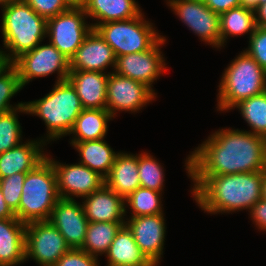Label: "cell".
Wrapping results in <instances>:
<instances>
[{"instance_id": "1", "label": "cell", "mask_w": 266, "mask_h": 266, "mask_svg": "<svg viewBox=\"0 0 266 266\" xmlns=\"http://www.w3.org/2000/svg\"><path fill=\"white\" fill-rule=\"evenodd\" d=\"M188 175H231L266 169V138L247 130L224 128L186 157Z\"/></svg>"}, {"instance_id": "2", "label": "cell", "mask_w": 266, "mask_h": 266, "mask_svg": "<svg viewBox=\"0 0 266 266\" xmlns=\"http://www.w3.org/2000/svg\"><path fill=\"white\" fill-rule=\"evenodd\" d=\"M199 208L210 214L239 212L262 199L264 171L231 175H188Z\"/></svg>"}, {"instance_id": "3", "label": "cell", "mask_w": 266, "mask_h": 266, "mask_svg": "<svg viewBox=\"0 0 266 266\" xmlns=\"http://www.w3.org/2000/svg\"><path fill=\"white\" fill-rule=\"evenodd\" d=\"M25 105L29 115L44 121L47 133L41 140L45 143L69 135L76 118L83 110L79 96L68 80L55 82L52 91L47 95L25 102Z\"/></svg>"}, {"instance_id": "4", "label": "cell", "mask_w": 266, "mask_h": 266, "mask_svg": "<svg viewBox=\"0 0 266 266\" xmlns=\"http://www.w3.org/2000/svg\"><path fill=\"white\" fill-rule=\"evenodd\" d=\"M1 33L7 59L12 63L22 53L33 50L47 37V20L25 1L2 5Z\"/></svg>"}, {"instance_id": "5", "label": "cell", "mask_w": 266, "mask_h": 266, "mask_svg": "<svg viewBox=\"0 0 266 266\" xmlns=\"http://www.w3.org/2000/svg\"><path fill=\"white\" fill-rule=\"evenodd\" d=\"M217 111L228 112L240 101L266 91V71L243 50L222 73Z\"/></svg>"}, {"instance_id": "6", "label": "cell", "mask_w": 266, "mask_h": 266, "mask_svg": "<svg viewBox=\"0 0 266 266\" xmlns=\"http://www.w3.org/2000/svg\"><path fill=\"white\" fill-rule=\"evenodd\" d=\"M21 193L19 207L14 213L17 219L25 224L47 221L60 199L55 171L47 158L26 173Z\"/></svg>"}, {"instance_id": "7", "label": "cell", "mask_w": 266, "mask_h": 266, "mask_svg": "<svg viewBox=\"0 0 266 266\" xmlns=\"http://www.w3.org/2000/svg\"><path fill=\"white\" fill-rule=\"evenodd\" d=\"M93 29L110 45L115 57L145 52L163 37L143 12L133 19L109 21Z\"/></svg>"}, {"instance_id": "8", "label": "cell", "mask_w": 266, "mask_h": 266, "mask_svg": "<svg viewBox=\"0 0 266 266\" xmlns=\"http://www.w3.org/2000/svg\"><path fill=\"white\" fill-rule=\"evenodd\" d=\"M38 44L33 50L22 53L12 64L16 67L22 88L30 81L39 77L57 74L56 82L68 78L70 67L69 59L55 46Z\"/></svg>"}, {"instance_id": "9", "label": "cell", "mask_w": 266, "mask_h": 266, "mask_svg": "<svg viewBox=\"0 0 266 266\" xmlns=\"http://www.w3.org/2000/svg\"><path fill=\"white\" fill-rule=\"evenodd\" d=\"M83 7H70L67 11L47 20V37L69 60L93 29L87 24Z\"/></svg>"}, {"instance_id": "10", "label": "cell", "mask_w": 266, "mask_h": 266, "mask_svg": "<svg viewBox=\"0 0 266 266\" xmlns=\"http://www.w3.org/2000/svg\"><path fill=\"white\" fill-rule=\"evenodd\" d=\"M70 249L65 238L48 220L26 224L25 259L40 266H54Z\"/></svg>"}, {"instance_id": "11", "label": "cell", "mask_w": 266, "mask_h": 266, "mask_svg": "<svg viewBox=\"0 0 266 266\" xmlns=\"http://www.w3.org/2000/svg\"><path fill=\"white\" fill-rule=\"evenodd\" d=\"M189 30L212 48H221L220 15L205 5L204 0H167Z\"/></svg>"}, {"instance_id": "12", "label": "cell", "mask_w": 266, "mask_h": 266, "mask_svg": "<svg viewBox=\"0 0 266 266\" xmlns=\"http://www.w3.org/2000/svg\"><path fill=\"white\" fill-rule=\"evenodd\" d=\"M157 93L144 83L109 72L106 90V109L113 118L119 111L137 113L151 103Z\"/></svg>"}, {"instance_id": "13", "label": "cell", "mask_w": 266, "mask_h": 266, "mask_svg": "<svg viewBox=\"0 0 266 266\" xmlns=\"http://www.w3.org/2000/svg\"><path fill=\"white\" fill-rule=\"evenodd\" d=\"M162 37L151 49L145 52L129 53L116 57V66L113 72L120 76L131 78L144 83L152 88L154 81L166 72V60L161 51L162 45L166 42Z\"/></svg>"}, {"instance_id": "14", "label": "cell", "mask_w": 266, "mask_h": 266, "mask_svg": "<svg viewBox=\"0 0 266 266\" xmlns=\"http://www.w3.org/2000/svg\"><path fill=\"white\" fill-rule=\"evenodd\" d=\"M46 158L51 162L55 171L57 190L60 198H84L105 184V178L103 176L81 163H60L49 157L48 154H46Z\"/></svg>"}, {"instance_id": "15", "label": "cell", "mask_w": 266, "mask_h": 266, "mask_svg": "<svg viewBox=\"0 0 266 266\" xmlns=\"http://www.w3.org/2000/svg\"><path fill=\"white\" fill-rule=\"evenodd\" d=\"M164 213L126 218V225L131 230L141 252L154 265L162 260L166 235Z\"/></svg>"}, {"instance_id": "16", "label": "cell", "mask_w": 266, "mask_h": 266, "mask_svg": "<svg viewBox=\"0 0 266 266\" xmlns=\"http://www.w3.org/2000/svg\"><path fill=\"white\" fill-rule=\"evenodd\" d=\"M48 221L58 229L70 248H82L89 222L81 203L75 199L60 198Z\"/></svg>"}, {"instance_id": "17", "label": "cell", "mask_w": 266, "mask_h": 266, "mask_svg": "<svg viewBox=\"0 0 266 266\" xmlns=\"http://www.w3.org/2000/svg\"><path fill=\"white\" fill-rule=\"evenodd\" d=\"M115 69L116 57L110 45L94 30L85 37L82 45L69 60L70 71H97L106 73Z\"/></svg>"}, {"instance_id": "18", "label": "cell", "mask_w": 266, "mask_h": 266, "mask_svg": "<svg viewBox=\"0 0 266 266\" xmlns=\"http://www.w3.org/2000/svg\"><path fill=\"white\" fill-rule=\"evenodd\" d=\"M82 200L88 222H126L125 199L105 184Z\"/></svg>"}, {"instance_id": "19", "label": "cell", "mask_w": 266, "mask_h": 266, "mask_svg": "<svg viewBox=\"0 0 266 266\" xmlns=\"http://www.w3.org/2000/svg\"><path fill=\"white\" fill-rule=\"evenodd\" d=\"M40 138L22 142L6 152L0 153V179L16 173H27L34 170L46 159L44 146ZM44 149V150H43Z\"/></svg>"}, {"instance_id": "20", "label": "cell", "mask_w": 266, "mask_h": 266, "mask_svg": "<svg viewBox=\"0 0 266 266\" xmlns=\"http://www.w3.org/2000/svg\"><path fill=\"white\" fill-rule=\"evenodd\" d=\"M107 73L97 71L69 72L67 80L75 88L83 109H106L109 72Z\"/></svg>"}, {"instance_id": "21", "label": "cell", "mask_w": 266, "mask_h": 266, "mask_svg": "<svg viewBox=\"0 0 266 266\" xmlns=\"http://www.w3.org/2000/svg\"><path fill=\"white\" fill-rule=\"evenodd\" d=\"M26 224L15 216L0 219V266H16L25 259Z\"/></svg>"}, {"instance_id": "22", "label": "cell", "mask_w": 266, "mask_h": 266, "mask_svg": "<svg viewBox=\"0 0 266 266\" xmlns=\"http://www.w3.org/2000/svg\"><path fill=\"white\" fill-rule=\"evenodd\" d=\"M105 185L124 199L141 187L138 154L119 152L109 174L105 177Z\"/></svg>"}, {"instance_id": "23", "label": "cell", "mask_w": 266, "mask_h": 266, "mask_svg": "<svg viewBox=\"0 0 266 266\" xmlns=\"http://www.w3.org/2000/svg\"><path fill=\"white\" fill-rule=\"evenodd\" d=\"M83 9L88 18L97 20L90 23L92 28L109 21L133 19L142 13L136 0H87Z\"/></svg>"}, {"instance_id": "24", "label": "cell", "mask_w": 266, "mask_h": 266, "mask_svg": "<svg viewBox=\"0 0 266 266\" xmlns=\"http://www.w3.org/2000/svg\"><path fill=\"white\" fill-rule=\"evenodd\" d=\"M105 257L107 266H154L141 252L126 224L117 232Z\"/></svg>"}, {"instance_id": "25", "label": "cell", "mask_w": 266, "mask_h": 266, "mask_svg": "<svg viewBox=\"0 0 266 266\" xmlns=\"http://www.w3.org/2000/svg\"><path fill=\"white\" fill-rule=\"evenodd\" d=\"M112 119L113 117L107 109H83L69 133V135L73 134L70 144L73 146L77 142L105 138L108 122Z\"/></svg>"}, {"instance_id": "26", "label": "cell", "mask_w": 266, "mask_h": 266, "mask_svg": "<svg viewBox=\"0 0 266 266\" xmlns=\"http://www.w3.org/2000/svg\"><path fill=\"white\" fill-rule=\"evenodd\" d=\"M104 139L77 142L72 147L81 156L79 163L98 172L105 178L109 174L119 152H115Z\"/></svg>"}, {"instance_id": "27", "label": "cell", "mask_w": 266, "mask_h": 266, "mask_svg": "<svg viewBox=\"0 0 266 266\" xmlns=\"http://www.w3.org/2000/svg\"><path fill=\"white\" fill-rule=\"evenodd\" d=\"M255 12L243 7H236L220 14L221 48L229 37L251 34L255 31ZM225 43V44H224Z\"/></svg>"}, {"instance_id": "28", "label": "cell", "mask_w": 266, "mask_h": 266, "mask_svg": "<svg viewBox=\"0 0 266 266\" xmlns=\"http://www.w3.org/2000/svg\"><path fill=\"white\" fill-rule=\"evenodd\" d=\"M125 223L126 222H89L81 250L96 257H98V255H105L116 237L117 232Z\"/></svg>"}, {"instance_id": "29", "label": "cell", "mask_w": 266, "mask_h": 266, "mask_svg": "<svg viewBox=\"0 0 266 266\" xmlns=\"http://www.w3.org/2000/svg\"><path fill=\"white\" fill-rule=\"evenodd\" d=\"M234 108L240 111L242 118L248 123L249 132L266 138V91L240 101Z\"/></svg>"}, {"instance_id": "30", "label": "cell", "mask_w": 266, "mask_h": 266, "mask_svg": "<svg viewBox=\"0 0 266 266\" xmlns=\"http://www.w3.org/2000/svg\"><path fill=\"white\" fill-rule=\"evenodd\" d=\"M162 193L139 187L125 198V210L131 209V217H140L163 213Z\"/></svg>"}, {"instance_id": "31", "label": "cell", "mask_w": 266, "mask_h": 266, "mask_svg": "<svg viewBox=\"0 0 266 266\" xmlns=\"http://www.w3.org/2000/svg\"><path fill=\"white\" fill-rule=\"evenodd\" d=\"M18 112L28 114L26 105L0 115V153L22 143V127L18 120Z\"/></svg>"}, {"instance_id": "32", "label": "cell", "mask_w": 266, "mask_h": 266, "mask_svg": "<svg viewBox=\"0 0 266 266\" xmlns=\"http://www.w3.org/2000/svg\"><path fill=\"white\" fill-rule=\"evenodd\" d=\"M164 168L150 153L138 154V172L140 186L158 192L164 191Z\"/></svg>"}, {"instance_id": "33", "label": "cell", "mask_w": 266, "mask_h": 266, "mask_svg": "<svg viewBox=\"0 0 266 266\" xmlns=\"http://www.w3.org/2000/svg\"><path fill=\"white\" fill-rule=\"evenodd\" d=\"M22 89L17 69L11 63L0 73V115L25 104V102H18L15 106L10 104V99Z\"/></svg>"}, {"instance_id": "34", "label": "cell", "mask_w": 266, "mask_h": 266, "mask_svg": "<svg viewBox=\"0 0 266 266\" xmlns=\"http://www.w3.org/2000/svg\"><path fill=\"white\" fill-rule=\"evenodd\" d=\"M26 173H16L0 179V188L7 206L15 213L19 207Z\"/></svg>"}, {"instance_id": "35", "label": "cell", "mask_w": 266, "mask_h": 266, "mask_svg": "<svg viewBox=\"0 0 266 266\" xmlns=\"http://www.w3.org/2000/svg\"><path fill=\"white\" fill-rule=\"evenodd\" d=\"M245 51L266 71V28L256 27Z\"/></svg>"}, {"instance_id": "36", "label": "cell", "mask_w": 266, "mask_h": 266, "mask_svg": "<svg viewBox=\"0 0 266 266\" xmlns=\"http://www.w3.org/2000/svg\"><path fill=\"white\" fill-rule=\"evenodd\" d=\"M25 1L38 15L48 20L67 11L70 6L65 0H23Z\"/></svg>"}, {"instance_id": "37", "label": "cell", "mask_w": 266, "mask_h": 266, "mask_svg": "<svg viewBox=\"0 0 266 266\" xmlns=\"http://www.w3.org/2000/svg\"><path fill=\"white\" fill-rule=\"evenodd\" d=\"M98 257L81 249L70 248L54 266H99Z\"/></svg>"}, {"instance_id": "38", "label": "cell", "mask_w": 266, "mask_h": 266, "mask_svg": "<svg viewBox=\"0 0 266 266\" xmlns=\"http://www.w3.org/2000/svg\"><path fill=\"white\" fill-rule=\"evenodd\" d=\"M249 215L256 228L266 231V200L256 202L249 211Z\"/></svg>"}, {"instance_id": "39", "label": "cell", "mask_w": 266, "mask_h": 266, "mask_svg": "<svg viewBox=\"0 0 266 266\" xmlns=\"http://www.w3.org/2000/svg\"><path fill=\"white\" fill-rule=\"evenodd\" d=\"M240 0H204L205 5L219 15L240 6Z\"/></svg>"}, {"instance_id": "40", "label": "cell", "mask_w": 266, "mask_h": 266, "mask_svg": "<svg viewBox=\"0 0 266 266\" xmlns=\"http://www.w3.org/2000/svg\"><path fill=\"white\" fill-rule=\"evenodd\" d=\"M255 18L258 27L266 28V3L259 5L255 11Z\"/></svg>"}, {"instance_id": "41", "label": "cell", "mask_w": 266, "mask_h": 266, "mask_svg": "<svg viewBox=\"0 0 266 266\" xmlns=\"http://www.w3.org/2000/svg\"><path fill=\"white\" fill-rule=\"evenodd\" d=\"M15 214L12 210L7 206L6 201L4 200V196L2 194L0 188V219H9L14 218Z\"/></svg>"}, {"instance_id": "42", "label": "cell", "mask_w": 266, "mask_h": 266, "mask_svg": "<svg viewBox=\"0 0 266 266\" xmlns=\"http://www.w3.org/2000/svg\"><path fill=\"white\" fill-rule=\"evenodd\" d=\"M11 62L7 59L6 52L0 49V73L5 70Z\"/></svg>"}, {"instance_id": "43", "label": "cell", "mask_w": 266, "mask_h": 266, "mask_svg": "<svg viewBox=\"0 0 266 266\" xmlns=\"http://www.w3.org/2000/svg\"><path fill=\"white\" fill-rule=\"evenodd\" d=\"M240 7L248 10L256 11V0H240Z\"/></svg>"}, {"instance_id": "44", "label": "cell", "mask_w": 266, "mask_h": 266, "mask_svg": "<svg viewBox=\"0 0 266 266\" xmlns=\"http://www.w3.org/2000/svg\"><path fill=\"white\" fill-rule=\"evenodd\" d=\"M70 7H83L87 0H65Z\"/></svg>"}, {"instance_id": "45", "label": "cell", "mask_w": 266, "mask_h": 266, "mask_svg": "<svg viewBox=\"0 0 266 266\" xmlns=\"http://www.w3.org/2000/svg\"><path fill=\"white\" fill-rule=\"evenodd\" d=\"M262 198H263L264 200H266V169L264 170Z\"/></svg>"}, {"instance_id": "46", "label": "cell", "mask_w": 266, "mask_h": 266, "mask_svg": "<svg viewBox=\"0 0 266 266\" xmlns=\"http://www.w3.org/2000/svg\"><path fill=\"white\" fill-rule=\"evenodd\" d=\"M17 1H22V0H0V6L5 5V4H9L12 2H17Z\"/></svg>"}, {"instance_id": "47", "label": "cell", "mask_w": 266, "mask_h": 266, "mask_svg": "<svg viewBox=\"0 0 266 266\" xmlns=\"http://www.w3.org/2000/svg\"><path fill=\"white\" fill-rule=\"evenodd\" d=\"M266 3V0H256V10L258 9L259 5Z\"/></svg>"}]
</instances>
